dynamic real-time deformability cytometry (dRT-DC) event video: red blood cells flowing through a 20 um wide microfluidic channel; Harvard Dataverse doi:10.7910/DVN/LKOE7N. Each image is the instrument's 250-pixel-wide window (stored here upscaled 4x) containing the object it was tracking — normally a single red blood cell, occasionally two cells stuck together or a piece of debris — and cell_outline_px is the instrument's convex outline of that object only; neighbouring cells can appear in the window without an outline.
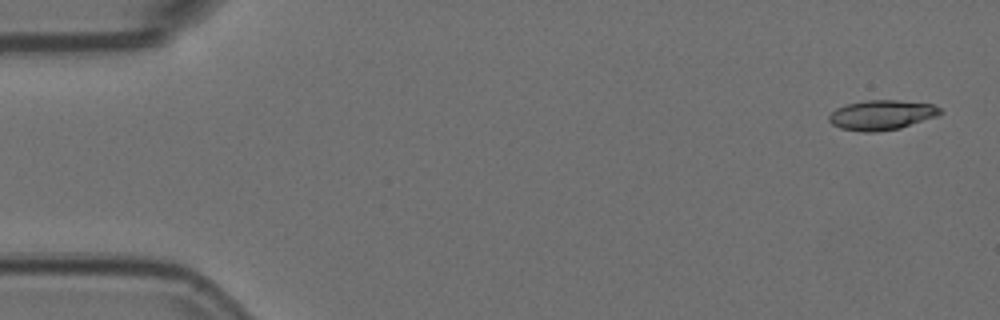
{"species": "Egyptian fruit bat (a non-hibernating species)", "species_latin": "Rousettus aegyptiacus", "temperature_condition": "room temperature", "stored_images_in_passage": 5, "camera_frame_rate_fps": 3000, "um_per_image_px": 0.085, "animal": {"sex": "female"}, "frame": {"image": 1, "passage_image": 1, "time_ms": 0.0, "image_size_px": [1000, 320], "cell_outline_px": [[944, 112], [940, 116], [900, 128], [876, 132], [864, 132], [840, 128], [832, 124], [828, 120], [828, 116], [836, 108], [848, 104], [868, 100], [896, 100], [932, 104], [940, 108]], "centroid_in_image_um": [74.98, 9.78], "position_along_channel_um": 10.0, "area_um2": 19.42}}
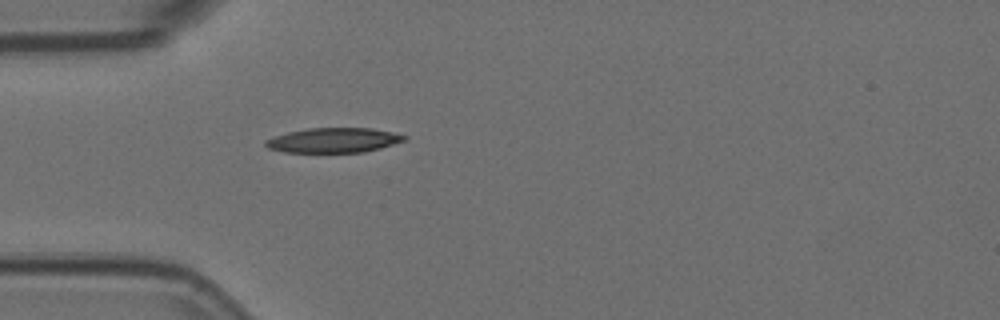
{"frame": {"image": 2, "passage_image": 5, "time_ms": 1.333, "image_size_px": [1000, 320], "cell_outline_px": [[408, 136], [404, 140], [380, 148], [364, 152], [284, 152], [268, 148], [264, 144], [264, 140], [288, 132], [308, 128], [372, 128], [396, 132]], "centroid_in_image_um": [28.37, 11.91], "position_along_channel_um": 56.6, "area_um2": 20.0}}